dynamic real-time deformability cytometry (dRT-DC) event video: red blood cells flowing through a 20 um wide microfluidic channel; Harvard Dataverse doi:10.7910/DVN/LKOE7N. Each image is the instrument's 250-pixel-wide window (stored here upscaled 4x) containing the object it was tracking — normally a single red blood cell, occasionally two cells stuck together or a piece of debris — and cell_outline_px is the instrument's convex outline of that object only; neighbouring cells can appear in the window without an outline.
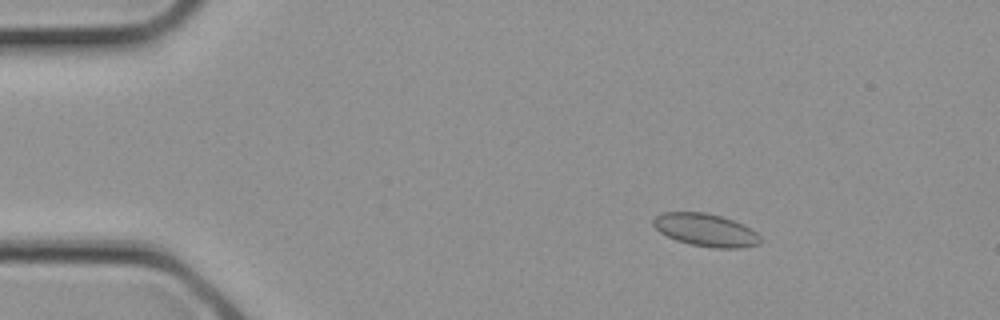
{"species": "common noctule bat (a hibernating species)", "species_latin": "Nyctalus noctula", "temperature_condition": "cold", "stored_images_in_passage": 17, "camera_frame_rate_fps": 3000, "um_per_image_px": 0.085, "animal": {"sex": "female", "body_mass_g": 21.9}, "frame": {"image": 1, "passage_image": 4, "time_ms": 1.0, "image_size_px": [1000, 320], "cell_outline_px": [[760, 244], [744, 248], [716, 248], [692, 244], [676, 240], [660, 232], [652, 224], [652, 220], [656, 216], [664, 212], [704, 212], [720, 216], [744, 224], [756, 232], [760, 236]], "centroid_in_image_um": [60.0, 19.55], "position_along_channel_um": 25.0, "area_um2": 20.35}}
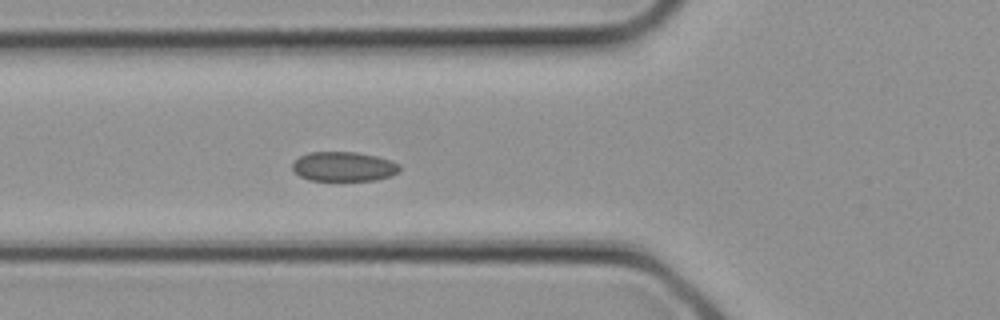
{"frame": {"image": 2, "passage_image": 10, "time_ms": 3.0, "image_size_px": [1000, 320], "cell_outline_px": [[400, 172], [392, 176], [376, 180], [308, 180], [300, 176], [292, 168], [292, 164], [300, 156], [308, 152], [356, 152], [376, 156], [392, 160], [400, 164]], "centroid_in_image_um": [29.26, 14.15], "position_along_channel_um": 96.5, "area_um2": 18.55}}
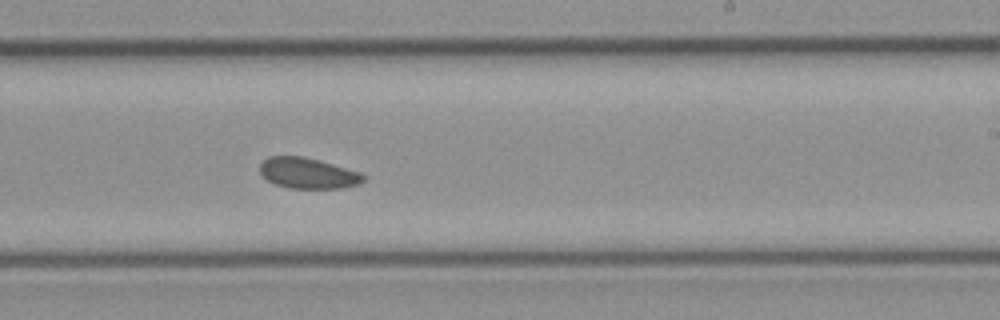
{"frame": {"image": 3, "passage_image": 17, "time_ms": 5.333, "image_size_px": [1000, 320], "cell_outline_px": [[364, 180], [360, 184], [340, 188], [288, 188], [276, 184], [268, 180], [260, 172], [260, 164], [268, 156], [304, 156], [320, 160], [360, 172], [364, 176]], "centroid_in_image_um": [26.17, 14.71], "position_along_channel_um": 262.8, "area_um2": 18.5}}